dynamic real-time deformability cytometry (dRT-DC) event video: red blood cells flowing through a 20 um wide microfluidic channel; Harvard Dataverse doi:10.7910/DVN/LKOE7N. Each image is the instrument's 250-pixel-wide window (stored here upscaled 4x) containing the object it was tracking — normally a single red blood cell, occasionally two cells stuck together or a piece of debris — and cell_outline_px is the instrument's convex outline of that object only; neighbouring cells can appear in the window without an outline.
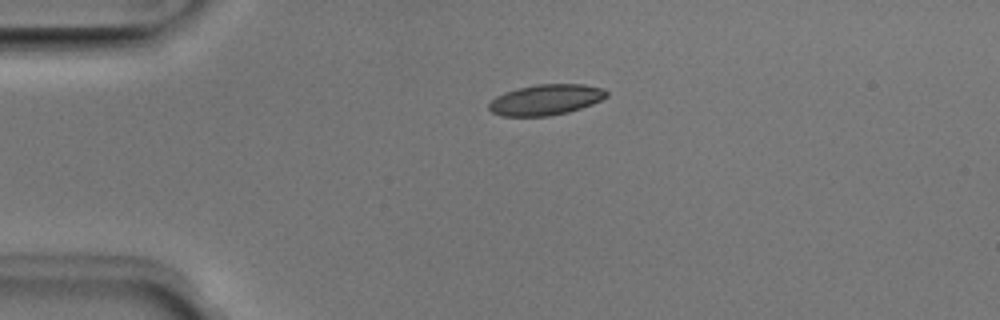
{"species": "Egyptian fruit bat (a non-hibernating species)", "species_latin": "Rousettus aegyptiacus", "temperature_condition": "room temperature", "stored_images_in_passage": 40, "camera_frame_rate_fps": 3000, "um_per_image_px": 0.085, "animal": {"sex": "male"}, "frame": {"image": 1, "passage_image": 1, "time_ms": 0.0, "image_size_px": [1000, 320], "cell_outline_px": [[608, 96], [592, 104], [568, 112], [548, 116], [504, 116], [492, 112], [488, 108], [488, 104], [496, 96], [504, 92], [536, 84], [584, 84], [604, 88], [608, 92]], "centroid_in_image_um": [46.41, 8.47], "position_along_channel_um": 38.6, "area_um2": 20.98}}
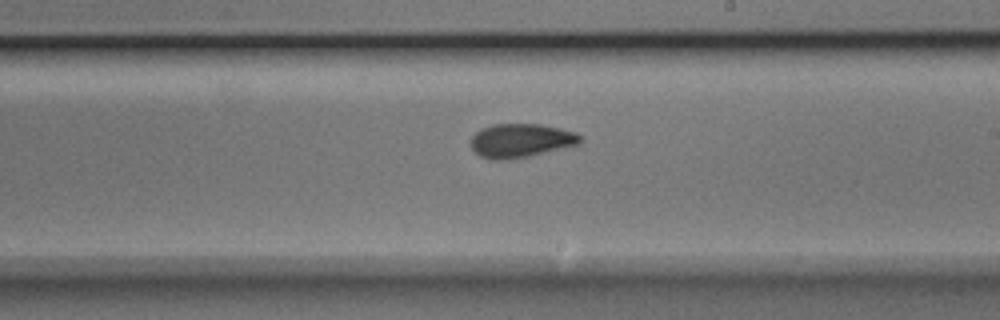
{"frame": {"image": 2, "passage_image": 19, "time_ms": 6.0, "image_size_px": [1000, 320], "cell_outline_px": [[580, 144], [528, 156], [500, 160], [488, 160], [480, 156], [472, 148], [472, 136], [480, 128], [492, 124], [540, 124], [560, 128], [576, 132], [580, 136]], "centroid_in_image_um": [44.25, 11.94], "position_along_channel_um": 244.7, "area_um2": 21.44}}
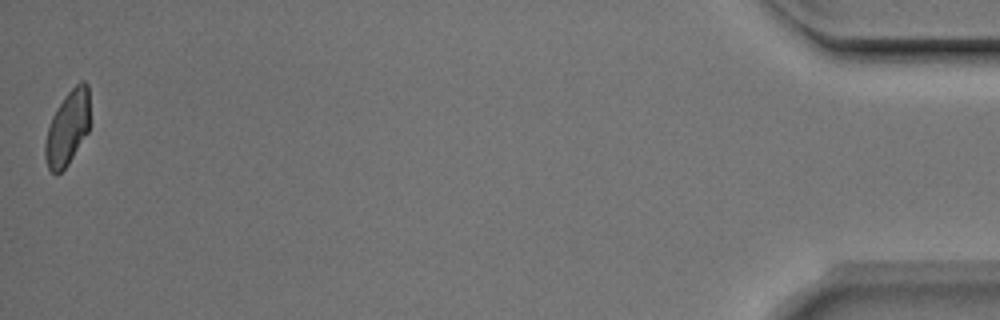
{"frame": {"image": 3, "passage_image": 40, "time_ms": 13.0, "image_size_px": [1000, 320], "cell_outline_px": [[88, 132], [68, 164], [60, 172], [52, 172], [48, 168], [44, 156], [44, 144], [48, 128], [52, 116], [56, 108], [64, 96], [80, 80], [84, 80], [88, 84]], "centroid_in_image_um": [5.72, 10.86], "position_along_channel_um": 429.5, "area_um2": 19.19}, "authors_computed_cell_mechanics": {"area_um2": 21.0103, "velocity_mm_per_s": 3.9816, "shape_relaxation_time_tau1_ms": 7.1854, "shape_relaxation_time_tau2_ms": 1.6511, "deformation_change_tau1": 0.1372, "deformation_change_tau2": 0.0637}}